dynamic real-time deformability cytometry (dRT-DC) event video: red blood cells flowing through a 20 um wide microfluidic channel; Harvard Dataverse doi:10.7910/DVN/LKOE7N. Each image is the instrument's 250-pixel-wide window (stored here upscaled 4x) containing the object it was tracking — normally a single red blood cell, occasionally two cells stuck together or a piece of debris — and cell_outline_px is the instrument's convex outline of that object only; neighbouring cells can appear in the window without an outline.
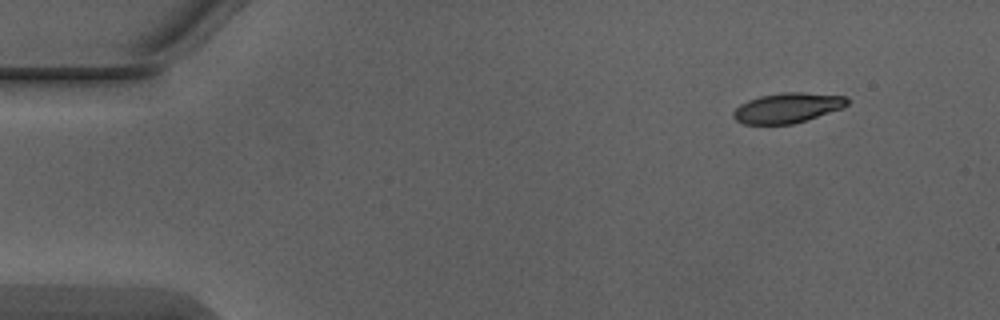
{"species": "Egyptian fruit bat (a non-hibernating species)", "species_latin": "Rousettus aegyptiacus", "temperature_condition": "warm", "stored_images_in_passage": 4, "camera_frame_rate_fps": 3000, "um_per_image_px": 0.085, "animal": {"sex": "male"}, "frame": {"image": 1, "passage_image": 1, "time_ms": 0.0, "image_size_px": [1000, 320], "cell_outline_px": [[852, 100], [844, 108], [792, 124], [744, 124], [736, 120], [732, 116], [732, 112], [740, 104], [748, 100], [760, 96], [784, 92], [804, 92], [848, 96]], "centroid_in_image_um": [66.98, 9.16], "position_along_channel_um": 18.0, "area_um2": 20.11}}
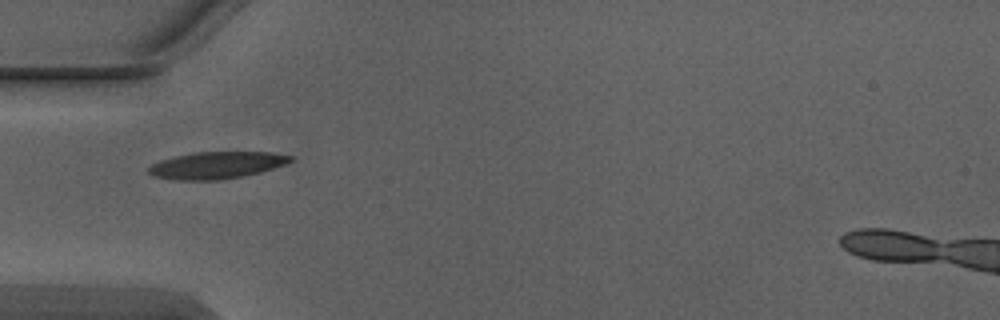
{"frame": {"image": 2, "passage_image": 4, "time_ms": 1.0, "image_size_px": [1000, 320], "cell_outline_px": [[292, 160], [284, 164], [260, 172], [220, 180], [180, 180], [156, 176], [148, 172], [148, 168], [152, 164], [160, 160], [192, 152], [272, 152], [292, 156]], "centroid_in_image_um": [18.4, 14.03], "position_along_channel_um": 66.6, "area_um2": 21.96}}